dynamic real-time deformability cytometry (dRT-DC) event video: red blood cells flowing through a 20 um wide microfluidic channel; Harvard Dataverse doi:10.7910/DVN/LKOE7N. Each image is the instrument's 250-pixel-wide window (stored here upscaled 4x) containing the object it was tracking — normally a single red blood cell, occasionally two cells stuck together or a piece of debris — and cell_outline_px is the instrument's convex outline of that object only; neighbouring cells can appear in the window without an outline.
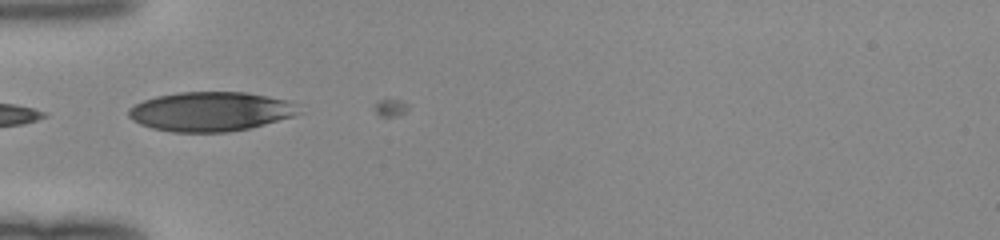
{"species": "human", "species_latin": "Homo sapiens", "temperature_condition": "room temperature", "stored_images_in_passage": 2, "camera_frame_rate_fps": 3000, "um_per_image_px": 0.085, "donor": {"sex": "female"}, "frame": {"image": 1, "passage_image": 1, "time_ms": 0.0, "image_size_px": [1000, 240], "cell_outline_px": [[304, 112], [292, 116], [264, 124], [248, 128], [228, 132], [172, 132], [152, 128], [140, 124], [132, 120], [128, 116], [128, 108], [144, 100], [156, 96], [180, 92], [248, 92], [288, 100], [296, 104]], "centroid_in_image_um": [17.91, 9.47], "position_along_channel_um": 67.1, "area_um2": 39.19}}